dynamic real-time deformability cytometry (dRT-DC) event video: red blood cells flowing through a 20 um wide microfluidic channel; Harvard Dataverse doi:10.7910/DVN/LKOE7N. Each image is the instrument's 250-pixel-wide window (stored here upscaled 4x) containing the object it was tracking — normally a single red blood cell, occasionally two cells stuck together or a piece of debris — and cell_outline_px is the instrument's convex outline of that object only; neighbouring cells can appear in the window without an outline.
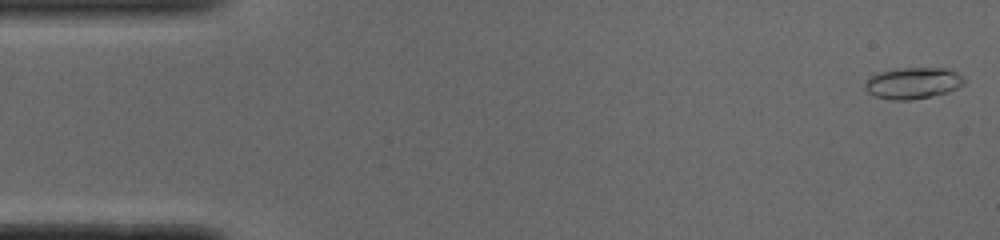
{"species": "common noctule bat (a hibernating species)", "species_latin": "Nyctalus noctula", "temperature_condition": "cold", "stored_images_in_passage": 13, "camera_frame_rate_fps": 3000, "um_per_image_px": 0.085, "animal": {"sex": "male", "body_mass_g": 19.0, "forearm_length_mm": 50.8}, "frame": {"image": 1, "passage_image": 1, "time_ms": 0.0, "image_size_px": [1000, 240], "cell_outline_px": [[964, 84], [948, 92], [932, 96], [912, 100], [892, 100], [876, 96], [868, 92], [864, 88], [864, 84], [868, 76], [880, 72], [896, 68], [948, 68], [956, 72], [964, 80]], "centroid_in_image_um": [77.56, 7.06], "position_along_channel_um": 7.4, "area_um2": 18.21}}
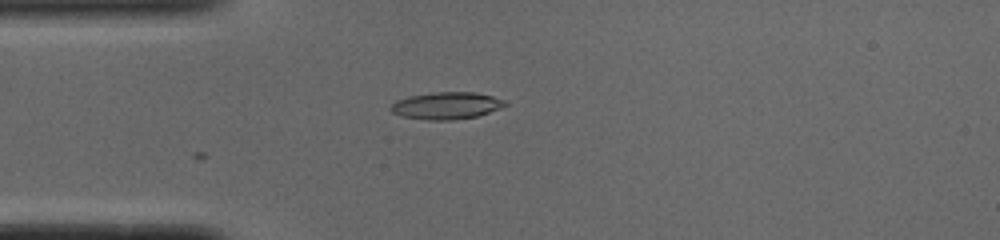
{"frame": {"image": 2, "passage_image": 13, "time_ms": 4.0, "image_size_px": [1000, 240], "cell_outline_px": [[508, 104], [500, 108], [476, 116], [452, 120], [428, 120], [404, 116], [392, 112], [388, 108], [396, 100], [408, 96], [436, 92], [476, 92], [492, 96], [504, 100]], "centroid_in_image_um": [37.93, 8.97], "position_along_channel_um": 47.1, "area_um2": 17.92}}